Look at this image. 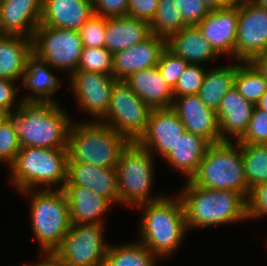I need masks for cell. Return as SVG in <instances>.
<instances>
[{"mask_svg": "<svg viewBox=\"0 0 267 266\" xmlns=\"http://www.w3.org/2000/svg\"><path fill=\"white\" fill-rule=\"evenodd\" d=\"M106 17L94 14L78 30L83 47H105Z\"/></svg>", "mask_w": 267, "mask_h": 266, "instance_id": "obj_37", "label": "cell"}, {"mask_svg": "<svg viewBox=\"0 0 267 266\" xmlns=\"http://www.w3.org/2000/svg\"><path fill=\"white\" fill-rule=\"evenodd\" d=\"M189 181L205 189L234 190L247 198L250 190L240 143L210 144Z\"/></svg>", "mask_w": 267, "mask_h": 266, "instance_id": "obj_7", "label": "cell"}, {"mask_svg": "<svg viewBox=\"0 0 267 266\" xmlns=\"http://www.w3.org/2000/svg\"><path fill=\"white\" fill-rule=\"evenodd\" d=\"M188 64L166 47L160 56L157 68L167 84L173 89Z\"/></svg>", "mask_w": 267, "mask_h": 266, "instance_id": "obj_38", "label": "cell"}, {"mask_svg": "<svg viewBox=\"0 0 267 266\" xmlns=\"http://www.w3.org/2000/svg\"><path fill=\"white\" fill-rule=\"evenodd\" d=\"M30 196L31 228L39 244V255H51L71 227L68 200L61 189H32L19 192Z\"/></svg>", "mask_w": 267, "mask_h": 266, "instance_id": "obj_6", "label": "cell"}, {"mask_svg": "<svg viewBox=\"0 0 267 266\" xmlns=\"http://www.w3.org/2000/svg\"><path fill=\"white\" fill-rule=\"evenodd\" d=\"M40 259L33 264L25 263L24 266H59L51 255H40Z\"/></svg>", "mask_w": 267, "mask_h": 266, "instance_id": "obj_46", "label": "cell"}, {"mask_svg": "<svg viewBox=\"0 0 267 266\" xmlns=\"http://www.w3.org/2000/svg\"><path fill=\"white\" fill-rule=\"evenodd\" d=\"M71 224H104V214L113 205L106 197L82 186L64 185Z\"/></svg>", "mask_w": 267, "mask_h": 266, "instance_id": "obj_22", "label": "cell"}, {"mask_svg": "<svg viewBox=\"0 0 267 266\" xmlns=\"http://www.w3.org/2000/svg\"><path fill=\"white\" fill-rule=\"evenodd\" d=\"M264 216H267V214H264V215H260V216H259L258 218H260V217H262V218H263Z\"/></svg>", "mask_w": 267, "mask_h": 266, "instance_id": "obj_53", "label": "cell"}, {"mask_svg": "<svg viewBox=\"0 0 267 266\" xmlns=\"http://www.w3.org/2000/svg\"><path fill=\"white\" fill-rule=\"evenodd\" d=\"M158 0H128V16L150 23L156 13Z\"/></svg>", "mask_w": 267, "mask_h": 266, "instance_id": "obj_44", "label": "cell"}, {"mask_svg": "<svg viewBox=\"0 0 267 266\" xmlns=\"http://www.w3.org/2000/svg\"><path fill=\"white\" fill-rule=\"evenodd\" d=\"M149 24L151 33L165 40L188 26L175 0H158L155 16Z\"/></svg>", "mask_w": 267, "mask_h": 266, "instance_id": "obj_32", "label": "cell"}, {"mask_svg": "<svg viewBox=\"0 0 267 266\" xmlns=\"http://www.w3.org/2000/svg\"><path fill=\"white\" fill-rule=\"evenodd\" d=\"M8 170L10 183L18 192L43 185L42 189L58 186L56 189L62 190L67 181V149L21 148Z\"/></svg>", "mask_w": 267, "mask_h": 266, "instance_id": "obj_5", "label": "cell"}, {"mask_svg": "<svg viewBox=\"0 0 267 266\" xmlns=\"http://www.w3.org/2000/svg\"><path fill=\"white\" fill-rule=\"evenodd\" d=\"M167 48L190 64H205L220 56L196 25H188L167 40Z\"/></svg>", "mask_w": 267, "mask_h": 266, "instance_id": "obj_26", "label": "cell"}, {"mask_svg": "<svg viewBox=\"0 0 267 266\" xmlns=\"http://www.w3.org/2000/svg\"><path fill=\"white\" fill-rule=\"evenodd\" d=\"M251 62L258 68L267 82V53L256 56Z\"/></svg>", "mask_w": 267, "mask_h": 266, "instance_id": "obj_45", "label": "cell"}, {"mask_svg": "<svg viewBox=\"0 0 267 266\" xmlns=\"http://www.w3.org/2000/svg\"><path fill=\"white\" fill-rule=\"evenodd\" d=\"M267 53V9L251 0L239 4L234 59L251 61Z\"/></svg>", "mask_w": 267, "mask_h": 266, "instance_id": "obj_13", "label": "cell"}, {"mask_svg": "<svg viewBox=\"0 0 267 266\" xmlns=\"http://www.w3.org/2000/svg\"><path fill=\"white\" fill-rule=\"evenodd\" d=\"M100 223L71 224L51 256L59 266H103L110 244Z\"/></svg>", "mask_w": 267, "mask_h": 266, "instance_id": "obj_9", "label": "cell"}, {"mask_svg": "<svg viewBox=\"0 0 267 266\" xmlns=\"http://www.w3.org/2000/svg\"><path fill=\"white\" fill-rule=\"evenodd\" d=\"M1 11H2V0H0V19H1Z\"/></svg>", "mask_w": 267, "mask_h": 266, "instance_id": "obj_52", "label": "cell"}, {"mask_svg": "<svg viewBox=\"0 0 267 266\" xmlns=\"http://www.w3.org/2000/svg\"><path fill=\"white\" fill-rule=\"evenodd\" d=\"M167 40L151 34L142 42L113 54V76L124 80L130 74L157 66Z\"/></svg>", "mask_w": 267, "mask_h": 266, "instance_id": "obj_17", "label": "cell"}, {"mask_svg": "<svg viewBox=\"0 0 267 266\" xmlns=\"http://www.w3.org/2000/svg\"><path fill=\"white\" fill-rule=\"evenodd\" d=\"M227 5H238L244 0H223Z\"/></svg>", "mask_w": 267, "mask_h": 266, "instance_id": "obj_51", "label": "cell"}, {"mask_svg": "<svg viewBox=\"0 0 267 266\" xmlns=\"http://www.w3.org/2000/svg\"><path fill=\"white\" fill-rule=\"evenodd\" d=\"M209 145L210 143L202 136L185 131L164 157V161L166 160L169 166L190 180L203 160Z\"/></svg>", "mask_w": 267, "mask_h": 266, "instance_id": "obj_27", "label": "cell"}, {"mask_svg": "<svg viewBox=\"0 0 267 266\" xmlns=\"http://www.w3.org/2000/svg\"><path fill=\"white\" fill-rule=\"evenodd\" d=\"M20 149L19 138L15 133L12 120L8 117L0 125V163H6L9 168Z\"/></svg>", "mask_w": 267, "mask_h": 266, "instance_id": "obj_36", "label": "cell"}, {"mask_svg": "<svg viewBox=\"0 0 267 266\" xmlns=\"http://www.w3.org/2000/svg\"><path fill=\"white\" fill-rule=\"evenodd\" d=\"M158 257L141 242L109 245L103 266H155Z\"/></svg>", "mask_w": 267, "mask_h": 266, "instance_id": "obj_30", "label": "cell"}, {"mask_svg": "<svg viewBox=\"0 0 267 266\" xmlns=\"http://www.w3.org/2000/svg\"><path fill=\"white\" fill-rule=\"evenodd\" d=\"M185 132V127L172 108L152 109L145 133L137 141L153 156L164 158Z\"/></svg>", "mask_w": 267, "mask_h": 266, "instance_id": "obj_15", "label": "cell"}, {"mask_svg": "<svg viewBox=\"0 0 267 266\" xmlns=\"http://www.w3.org/2000/svg\"><path fill=\"white\" fill-rule=\"evenodd\" d=\"M32 54V39L18 35H0V77L13 81L21 79Z\"/></svg>", "mask_w": 267, "mask_h": 266, "instance_id": "obj_28", "label": "cell"}, {"mask_svg": "<svg viewBox=\"0 0 267 266\" xmlns=\"http://www.w3.org/2000/svg\"><path fill=\"white\" fill-rule=\"evenodd\" d=\"M113 59L105 47H83L77 70L113 75Z\"/></svg>", "mask_w": 267, "mask_h": 266, "instance_id": "obj_34", "label": "cell"}, {"mask_svg": "<svg viewBox=\"0 0 267 266\" xmlns=\"http://www.w3.org/2000/svg\"><path fill=\"white\" fill-rule=\"evenodd\" d=\"M124 81L152 109L172 107L173 89L164 80L157 66L134 72Z\"/></svg>", "mask_w": 267, "mask_h": 266, "instance_id": "obj_24", "label": "cell"}, {"mask_svg": "<svg viewBox=\"0 0 267 266\" xmlns=\"http://www.w3.org/2000/svg\"><path fill=\"white\" fill-rule=\"evenodd\" d=\"M52 66L31 55L26 64V69L21 75V84L18 86L25 87L31 91L23 95L20 99L24 102H55L54 94L59 90L62 82L52 72Z\"/></svg>", "mask_w": 267, "mask_h": 266, "instance_id": "obj_23", "label": "cell"}, {"mask_svg": "<svg viewBox=\"0 0 267 266\" xmlns=\"http://www.w3.org/2000/svg\"><path fill=\"white\" fill-rule=\"evenodd\" d=\"M69 77L70 92L78 109L100 121L110 105L112 88L117 81L113 75L76 70Z\"/></svg>", "mask_w": 267, "mask_h": 266, "instance_id": "obj_12", "label": "cell"}, {"mask_svg": "<svg viewBox=\"0 0 267 266\" xmlns=\"http://www.w3.org/2000/svg\"><path fill=\"white\" fill-rule=\"evenodd\" d=\"M42 0H2L0 35L32 39L40 25Z\"/></svg>", "mask_w": 267, "mask_h": 266, "instance_id": "obj_19", "label": "cell"}, {"mask_svg": "<svg viewBox=\"0 0 267 266\" xmlns=\"http://www.w3.org/2000/svg\"><path fill=\"white\" fill-rule=\"evenodd\" d=\"M18 89L19 87H16L15 81L0 77V109L9 115L15 112L22 102L19 100L17 102L16 96L19 91ZM15 104L17 105L16 107L14 106Z\"/></svg>", "mask_w": 267, "mask_h": 266, "instance_id": "obj_42", "label": "cell"}, {"mask_svg": "<svg viewBox=\"0 0 267 266\" xmlns=\"http://www.w3.org/2000/svg\"><path fill=\"white\" fill-rule=\"evenodd\" d=\"M234 87L244 99L256 105L267 91V82L251 61L238 60Z\"/></svg>", "mask_w": 267, "mask_h": 266, "instance_id": "obj_31", "label": "cell"}, {"mask_svg": "<svg viewBox=\"0 0 267 266\" xmlns=\"http://www.w3.org/2000/svg\"><path fill=\"white\" fill-rule=\"evenodd\" d=\"M154 161V156L137 141L129 142L123 149L115 167L121 205L136 209L165 196L151 193L155 174Z\"/></svg>", "mask_w": 267, "mask_h": 266, "instance_id": "obj_8", "label": "cell"}, {"mask_svg": "<svg viewBox=\"0 0 267 266\" xmlns=\"http://www.w3.org/2000/svg\"><path fill=\"white\" fill-rule=\"evenodd\" d=\"M246 214L249 220L267 214V182L250 189L246 198Z\"/></svg>", "mask_w": 267, "mask_h": 266, "instance_id": "obj_40", "label": "cell"}, {"mask_svg": "<svg viewBox=\"0 0 267 266\" xmlns=\"http://www.w3.org/2000/svg\"><path fill=\"white\" fill-rule=\"evenodd\" d=\"M209 10L221 9L228 6L223 0H202Z\"/></svg>", "mask_w": 267, "mask_h": 266, "instance_id": "obj_47", "label": "cell"}, {"mask_svg": "<svg viewBox=\"0 0 267 266\" xmlns=\"http://www.w3.org/2000/svg\"><path fill=\"white\" fill-rule=\"evenodd\" d=\"M249 190L267 182V147L264 144L240 143Z\"/></svg>", "mask_w": 267, "mask_h": 266, "instance_id": "obj_33", "label": "cell"}, {"mask_svg": "<svg viewBox=\"0 0 267 266\" xmlns=\"http://www.w3.org/2000/svg\"><path fill=\"white\" fill-rule=\"evenodd\" d=\"M254 108L255 104L244 99L235 87L226 93L216 111L221 142H238L243 137Z\"/></svg>", "mask_w": 267, "mask_h": 266, "instance_id": "obj_18", "label": "cell"}, {"mask_svg": "<svg viewBox=\"0 0 267 266\" xmlns=\"http://www.w3.org/2000/svg\"><path fill=\"white\" fill-rule=\"evenodd\" d=\"M239 4L209 10L207 16L196 26L219 56L234 58Z\"/></svg>", "mask_w": 267, "mask_h": 266, "instance_id": "obj_14", "label": "cell"}, {"mask_svg": "<svg viewBox=\"0 0 267 266\" xmlns=\"http://www.w3.org/2000/svg\"><path fill=\"white\" fill-rule=\"evenodd\" d=\"M73 120L68 132V162H86L115 168L123 149L130 142L114 128L99 121Z\"/></svg>", "mask_w": 267, "mask_h": 266, "instance_id": "obj_4", "label": "cell"}, {"mask_svg": "<svg viewBox=\"0 0 267 266\" xmlns=\"http://www.w3.org/2000/svg\"><path fill=\"white\" fill-rule=\"evenodd\" d=\"M94 14L103 17L128 15V0H91Z\"/></svg>", "mask_w": 267, "mask_h": 266, "instance_id": "obj_43", "label": "cell"}, {"mask_svg": "<svg viewBox=\"0 0 267 266\" xmlns=\"http://www.w3.org/2000/svg\"><path fill=\"white\" fill-rule=\"evenodd\" d=\"M82 49V40L77 30L39 25L32 38L33 55L53 69L70 75L77 70Z\"/></svg>", "mask_w": 267, "mask_h": 266, "instance_id": "obj_11", "label": "cell"}, {"mask_svg": "<svg viewBox=\"0 0 267 266\" xmlns=\"http://www.w3.org/2000/svg\"><path fill=\"white\" fill-rule=\"evenodd\" d=\"M251 1L254 2L256 5L267 9V0H251Z\"/></svg>", "mask_w": 267, "mask_h": 266, "instance_id": "obj_50", "label": "cell"}, {"mask_svg": "<svg viewBox=\"0 0 267 266\" xmlns=\"http://www.w3.org/2000/svg\"><path fill=\"white\" fill-rule=\"evenodd\" d=\"M258 109L267 111V91L255 105Z\"/></svg>", "mask_w": 267, "mask_h": 266, "instance_id": "obj_48", "label": "cell"}, {"mask_svg": "<svg viewBox=\"0 0 267 266\" xmlns=\"http://www.w3.org/2000/svg\"><path fill=\"white\" fill-rule=\"evenodd\" d=\"M187 25H197L208 14L209 9L202 0H175Z\"/></svg>", "mask_w": 267, "mask_h": 266, "instance_id": "obj_41", "label": "cell"}, {"mask_svg": "<svg viewBox=\"0 0 267 266\" xmlns=\"http://www.w3.org/2000/svg\"><path fill=\"white\" fill-rule=\"evenodd\" d=\"M201 64H188L173 88V97L197 95L202 86L207 68Z\"/></svg>", "mask_w": 267, "mask_h": 266, "instance_id": "obj_35", "label": "cell"}, {"mask_svg": "<svg viewBox=\"0 0 267 266\" xmlns=\"http://www.w3.org/2000/svg\"><path fill=\"white\" fill-rule=\"evenodd\" d=\"M60 105L22 101L19 108L9 115L21 148L67 149L73 119Z\"/></svg>", "mask_w": 267, "mask_h": 266, "instance_id": "obj_1", "label": "cell"}, {"mask_svg": "<svg viewBox=\"0 0 267 266\" xmlns=\"http://www.w3.org/2000/svg\"><path fill=\"white\" fill-rule=\"evenodd\" d=\"M150 24L131 16L107 17L105 48L111 53L128 49L151 35Z\"/></svg>", "mask_w": 267, "mask_h": 266, "instance_id": "obj_25", "label": "cell"}, {"mask_svg": "<svg viewBox=\"0 0 267 266\" xmlns=\"http://www.w3.org/2000/svg\"><path fill=\"white\" fill-rule=\"evenodd\" d=\"M9 117V114L5 111H3L2 109H0V125L7 120Z\"/></svg>", "mask_w": 267, "mask_h": 266, "instance_id": "obj_49", "label": "cell"}, {"mask_svg": "<svg viewBox=\"0 0 267 266\" xmlns=\"http://www.w3.org/2000/svg\"><path fill=\"white\" fill-rule=\"evenodd\" d=\"M267 142V111L254 108L247 130L238 143L265 144Z\"/></svg>", "mask_w": 267, "mask_h": 266, "instance_id": "obj_39", "label": "cell"}, {"mask_svg": "<svg viewBox=\"0 0 267 266\" xmlns=\"http://www.w3.org/2000/svg\"><path fill=\"white\" fill-rule=\"evenodd\" d=\"M65 185L82 186L106 197L112 204L119 203L116 168H106L86 162H68Z\"/></svg>", "mask_w": 267, "mask_h": 266, "instance_id": "obj_20", "label": "cell"}, {"mask_svg": "<svg viewBox=\"0 0 267 266\" xmlns=\"http://www.w3.org/2000/svg\"><path fill=\"white\" fill-rule=\"evenodd\" d=\"M174 198V199H173ZM142 210L139 242L159 259L174 255L188 231L181 197L165 196L136 207Z\"/></svg>", "mask_w": 267, "mask_h": 266, "instance_id": "obj_2", "label": "cell"}, {"mask_svg": "<svg viewBox=\"0 0 267 266\" xmlns=\"http://www.w3.org/2000/svg\"><path fill=\"white\" fill-rule=\"evenodd\" d=\"M93 15L91 0H42L40 25L78 31Z\"/></svg>", "mask_w": 267, "mask_h": 266, "instance_id": "obj_21", "label": "cell"}, {"mask_svg": "<svg viewBox=\"0 0 267 266\" xmlns=\"http://www.w3.org/2000/svg\"><path fill=\"white\" fill-rule=\"evenodd\" d=\"M185 127V131L202 136L210 144L221 142L216 112L209 109L198 95L174 98L171 107Z\"/></svg>", "mask_w": 267, "mask_h": 266, "instance_id": "obj_16", "label": "cell"}, {"mask_svg": "<svg viewBox=\"0 0 267 266\" xmlns=\"http://www.w3.org/2000/svg\"><path fill=\"white\" fill-rule=\"evenodd\" d=\"M237 64L208 68L199 93L200 100L215 112L221 104L222 98L234 87Z\"/></svg>", "mask_w": 267, "mask_h": 266, "instance_id": "obj_29", "label": "cell"}, {"mask_svg": "<svg viewBox=\"0 0 267 266\" xmlns=\"http://www.w3.org/2000/svg\"><path fill=\"white\" fill-rule=\"evenodd\" d=\"M151 111L152 108L124 80H117L112 88L109 108L99 122L135 142L145 133Z\"/></svg>", "mask_w": 267, "mask_h": 266, "instance_id": "obj_10", "label": "cell"}, {"mask_svg": "<svg viewBox=\"0 0 267 266\" xmlns=\"http://www.w3.org/2000/svg\"><path fill=\"white\" fill-rule=\"evenodd\" d=\"M179 194L188 230L248 220L246 198L234 190L205 189L187 180Z\"/></svg>", "mask_w": 267, "mask_h": 266, "instance_id": "obj_3", "label": "cell"}]
</instances>
